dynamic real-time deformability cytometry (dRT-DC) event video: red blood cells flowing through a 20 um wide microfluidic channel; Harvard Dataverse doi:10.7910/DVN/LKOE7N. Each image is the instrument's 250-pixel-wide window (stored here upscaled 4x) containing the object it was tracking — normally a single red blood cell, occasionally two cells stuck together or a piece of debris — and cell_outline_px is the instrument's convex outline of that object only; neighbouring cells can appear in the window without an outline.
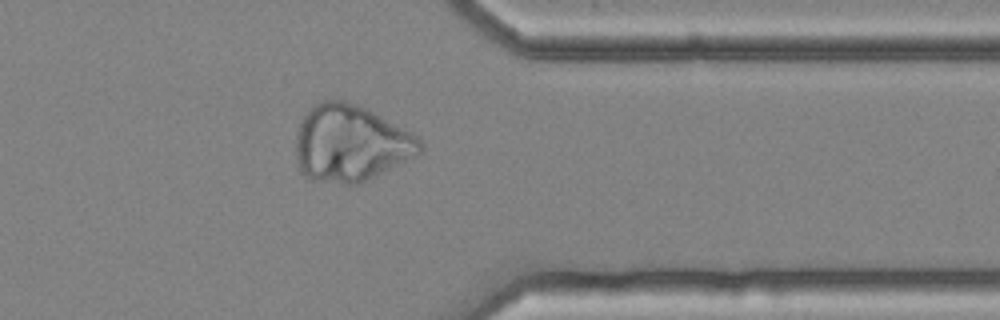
{"species": "common noctule bat (a hibernating species)", "species_latin": "Nyctalus noctula", "temperature_condition": "cold", "stored_images_in_passage": 45, "camera_frame_rate_fps": 3000, "um_per_image_px": 0.085, "animal": {"sex": "female", "body_mass_g": 25.1}, "frame": {"image": 1, "passage_image": 38, "time_ms": 12.333, "image_size_px": [1000, 320], "cell_outline_px": [[424, 148], [420, 152], [356, 184], [344, 184], [304, 180], [300, 172], [296, 160], [296, 132], [304, 116], [320, 100], [344, 100], [356, 104], [412, 132], [424, 144]], "centroid_in_image_um": [29.73, 12.19], "position_along_channel_um": 381.7, "area_um2": 54.91}}